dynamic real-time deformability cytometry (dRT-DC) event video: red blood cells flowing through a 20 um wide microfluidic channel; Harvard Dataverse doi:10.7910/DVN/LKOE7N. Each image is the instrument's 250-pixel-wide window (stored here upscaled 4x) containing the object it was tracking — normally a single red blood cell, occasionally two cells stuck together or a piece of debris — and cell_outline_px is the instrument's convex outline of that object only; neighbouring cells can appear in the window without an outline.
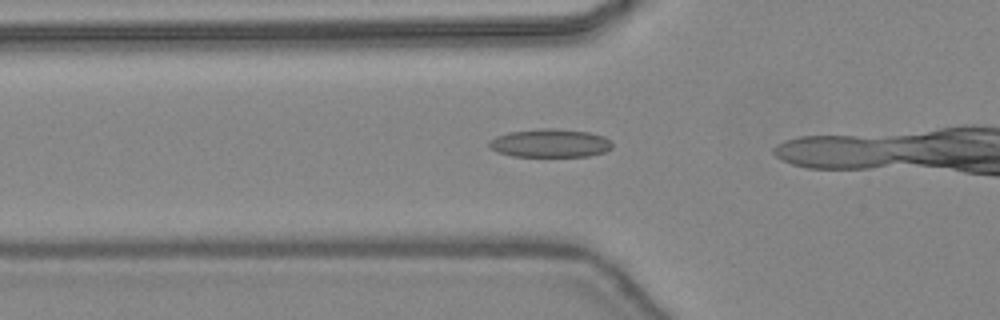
{"species": "common noctule bat (a hibernating species)", "species_latin": "Nyctalus noctula", "temperature_condition": "warm", "stored_images_in_passage": 31, "camera_frame_rate_fps": 3000, "um_per_image_px": 0.085, "animal": {"sex": "female", "body_mass_g": 24.6, "forearm_length_mm": 56.2}, "frame": {"image": 1, "passage_image": 11, "time_ms": 3.333, "image_size_px": [1000, 320], "cell_outline_px": [[612, 148], [604, 152], [588, 156], [512, 156], [496, 152], [488, 148], [488, 140], [496, 136], [508, 132], [540, 128], [556, 128], [588, 132], [604, 136], [612, 144]], "centroid_in_image_um": [46.7, 12.16], "position_along_channel_um": 79.1, "area_um2": 20.52}}
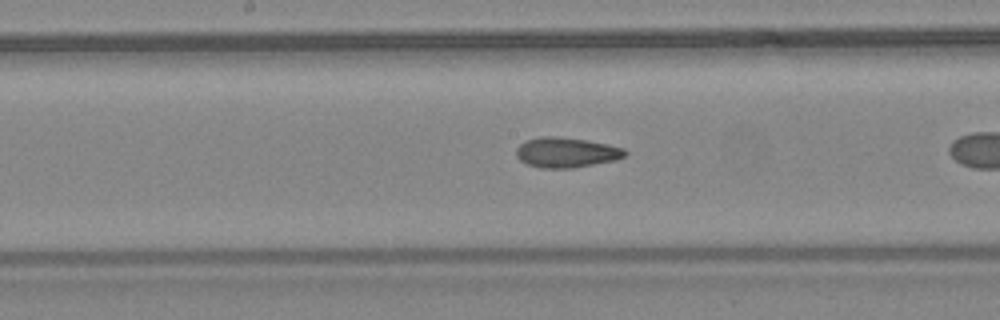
{"frame": {"image": 2, "passage_image": 19, "time_ms": 6.0, "image_size_px": [1000, 320], "cell_outline_px": [[628, 152], [624, 156], [616, 160], [572, 168], [544, 168], [528, 164], [520, 160], [516, 156], [516, 148], [520, 144], [528, 140], [540, 136], [560, 136], [588, 140], [624, 148]], "centroid_in_image_um": [48.14, 12.95], "position_along_channel_um": 200.1, "area_um2": 19.07}}
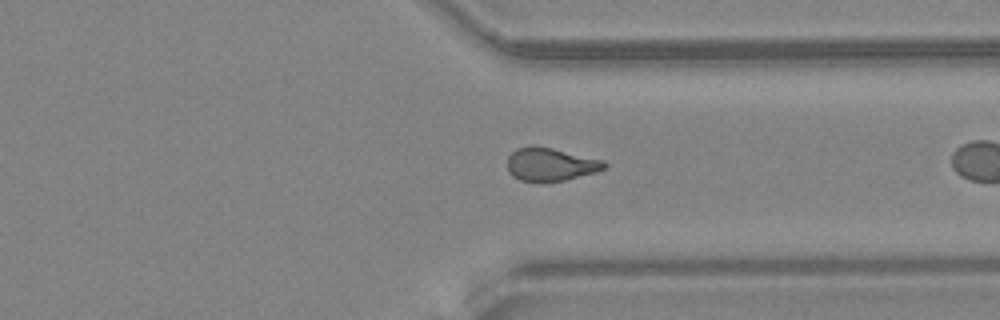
{"frame": {"image": 3, "passage_image": 30, "time_ms": 9.667, "image_size_px": [1000, 320], "cell_outline_px": [[608, 164], [604, 168], [596, 172], [564, 180], [520, 180], [512, 176], [508, 172], [508, 156], [516, 148], [532, 144], [552, 148], [604, 160]], "centroid_in_image_um": [46.78, 13.93], "position_along_channel_um": 364.6, "area_um2": 18.55}}